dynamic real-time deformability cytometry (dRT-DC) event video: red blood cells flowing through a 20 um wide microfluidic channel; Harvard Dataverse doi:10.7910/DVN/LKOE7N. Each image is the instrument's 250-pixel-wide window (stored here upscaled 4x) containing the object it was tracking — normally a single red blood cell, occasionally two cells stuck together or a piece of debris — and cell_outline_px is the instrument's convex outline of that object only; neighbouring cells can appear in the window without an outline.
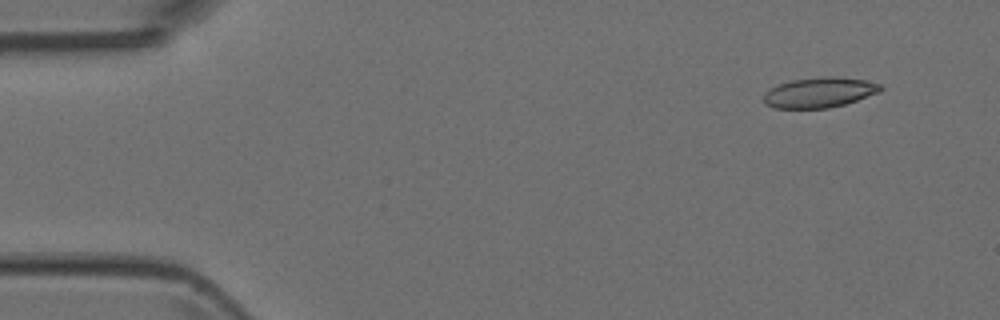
{"species": "Egyptian fruit bat (a non-hibernating species)", "species_latin": "Rousettus aegyptiacus", "temperature_condition": "room temperature", "stored_images_in_passage": 5, "camera_frame_rate_fps": 3000, "um_per_image_px": 0.085, "animal": {"sex": "female"}, "frame": {"image": 1, "passage_image": 2, "time_ms": 0.333, "image_size_px": [1000, 320], "cell_outline_px": [[884, 88], [880, 92], [844, 104], [828, 108], [772, 108], [764, 104], [764, 92], [780, 84], [792, 80], [824, 76], [832, 76], [864, 80], [880, 84]], "centroid_in_image_um": [69.64, 7.86], "position_along_channel_um": 15.4, "area_um2": 20.46}}